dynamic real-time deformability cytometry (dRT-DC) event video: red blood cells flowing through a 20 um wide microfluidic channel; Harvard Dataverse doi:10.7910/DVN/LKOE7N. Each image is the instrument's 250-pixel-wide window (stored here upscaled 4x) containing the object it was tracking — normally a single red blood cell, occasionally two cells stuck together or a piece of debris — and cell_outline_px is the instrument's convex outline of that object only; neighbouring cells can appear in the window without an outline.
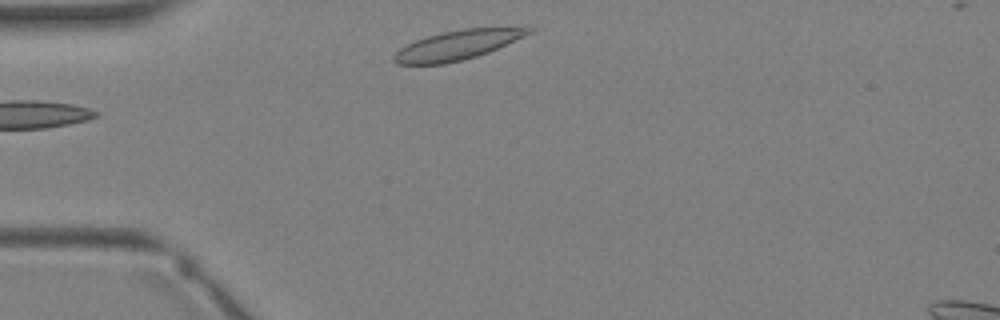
{"species": "Egyptian fruit bat (a non-hibernating species)", "species_latin": "Rousettus aegyptiacus", "temperature_condition": "warm", "stored_images_in_passage": 2, "camera_frame_rate_fps": 3000, "um_per_image_px": 0.085, "animal": {"sex": "female"}, "frame": {"image": 1, "passage_image": 1, "time_ms": 0.0, "image_size_px": [1000, 320], "cell_outline_px": [[532, 32], [524, 36], [488, 52], [476, 56], [444, 64], [396, 64], [392, 60], [392, 56], [400, 48], [416, 40], [440, 32], [464, 28], [532, 28]], "centroid_in_image_um": [38.8, 3.84], "position_along_channel_um": 46.2, "area_um2": 22.66}}